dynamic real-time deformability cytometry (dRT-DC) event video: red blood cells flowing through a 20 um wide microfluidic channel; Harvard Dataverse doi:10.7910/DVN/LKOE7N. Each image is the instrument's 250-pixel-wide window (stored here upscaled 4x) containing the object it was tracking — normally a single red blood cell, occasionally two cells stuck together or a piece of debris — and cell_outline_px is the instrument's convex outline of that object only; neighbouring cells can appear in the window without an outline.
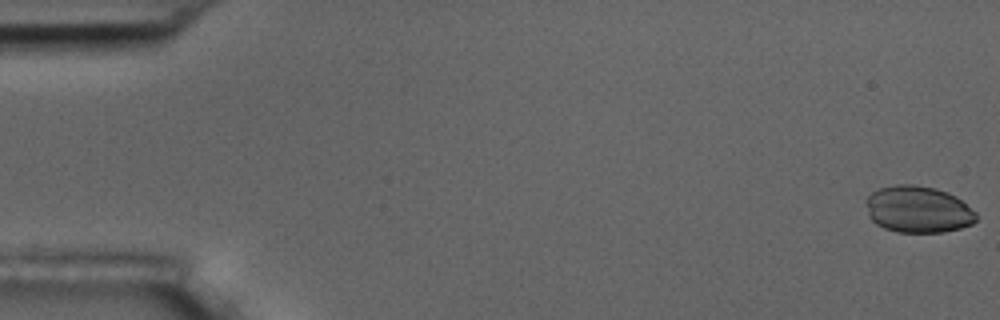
{"species": "common noctule bat (a hibernating species)", "species_latin": "Nyctalus noctula", "temperature_condition": "room temperature", "stored_images_in_passage": 5, "camera_frame_rate_fps": 3000, "um_per_image_px": 0.085, "animal": {"sex": "male", "body_mass_g": 17.5, "forearm_length_mm": 52.3}, "frame": {"image": 1, "passage_image": 1, "time_ms": 0.0, "image_size_px": [1000, 320], "cell_outline_px": [[976, 220], [972, 224], [960, 228], [944, 232], [896, 232], [884, 228], [876, 224], [868, 216], [864, 200], [872, 192], [880, 188], [896, 184], [912, 184], [936, 188], [948, 192], [956, 196], [976, 212]], "centroid_in_image_um": [78.01, 17.79], "position_along_channel_um": 7.0, "area_um2": 30.29}}
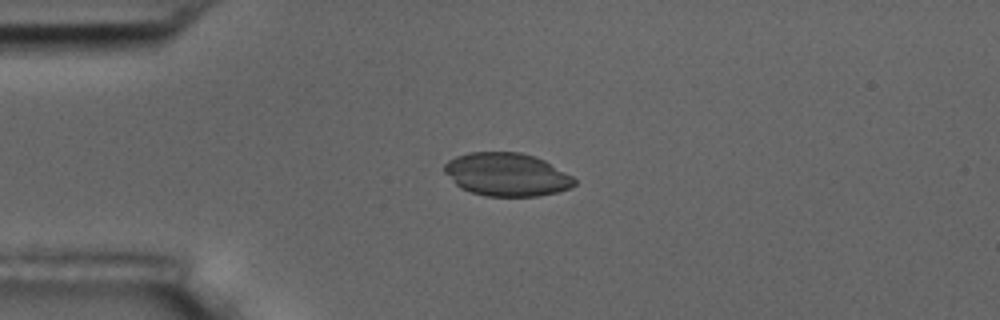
{"frame": {"image": 2, "passage_image": 4, "time_ms": 4.333, "image_size_px": [1000, 320], "cell_outline_px": [[576, 184], [572, 188], [556, 192], [536, 196], [484, 196], [460, 188], [444, 172], [444, 164], [448, 160], [456, 156], [468, 152], [520, 152], [536, 156], [544, 160], [572, 176], [576, 180]], "centroid_in_image_um": [43.07, 14.83], "position_along_channel_um": 41.9, "area_um2": 32.77}}